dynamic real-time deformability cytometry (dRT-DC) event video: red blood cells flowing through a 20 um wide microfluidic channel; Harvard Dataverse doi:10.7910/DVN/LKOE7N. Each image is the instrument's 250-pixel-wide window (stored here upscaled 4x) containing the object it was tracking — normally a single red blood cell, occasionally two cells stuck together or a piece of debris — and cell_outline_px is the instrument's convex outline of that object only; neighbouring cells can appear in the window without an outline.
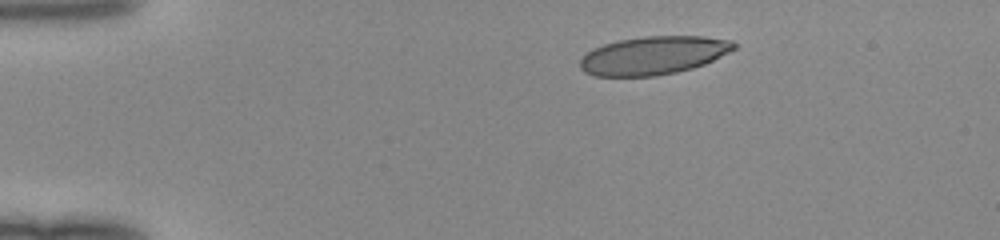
{"species": "human", "species_latin": "Homo sapiens", "temperature_condition": "room temperature", "stored_images_in_passage": 41, "camera_frame_rate_fps": 3000, "um_per_image_px": 0.085, "donor": {"sex": "female"}, "frame": {"image": 1, "passage_image": 1, "time_ms": 0.0, "image_size_px": [1000, 240], "cell_outline_px": [[736, 48], [704, 64], [692, 68], [676, 72], [656, 76], [596, 76], [584, 72], [580, 68], [580, 60], [592, 48], [604, 44], [620, 40], [644, 36], [704, 36], [732, 40], [736, 44]], "centroid_in_image_um": [55.54, 4.71], "position_along_channel_um": 29.5, "area_um2": 34.22}}
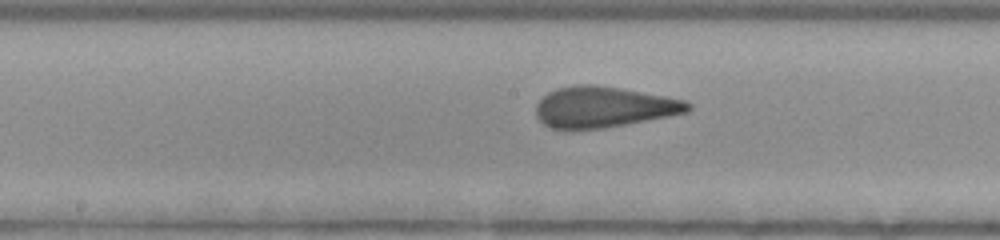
{"frame": {"image": 2, "passage_image": 18, "time_ms": 5.667, "image_size_px": [1000, 240], "cell_outline_px": [[692, 108], [688, 112], [668, 116], [604, 128], [568, 132], [548, 128], [536, 116], [536, 104], [548, 92], [556, 88], [580, 84], [592, 84], [664, 96], [684, 100], [692, 104]], "centroid_in_image_um": [51.24, 9.14], "position_along_channel_um": 197.0, "area_um2": 36.47}}
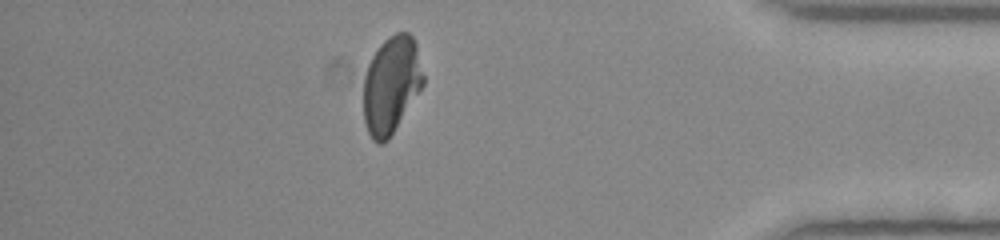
{"frame": {"image": 3, "passage_image": 35, "time_ms": 11.333, "image_size_px": [1000, 240], "cell_outline_px": [[424, 84], [388, 140], [380, 144], [376, 144], [372, 140], [368, 132], [364, 120], [364, 76], [368, 64], [372, 56], [380, 44], [388, 36], [396, 32], [408, 32], [412, 36], [416, 44], [424, 76]], "centroid_in_image_um": [33.25, 7.2], "position_along_channel_um": 401.9, "area_um2": 33.87}}